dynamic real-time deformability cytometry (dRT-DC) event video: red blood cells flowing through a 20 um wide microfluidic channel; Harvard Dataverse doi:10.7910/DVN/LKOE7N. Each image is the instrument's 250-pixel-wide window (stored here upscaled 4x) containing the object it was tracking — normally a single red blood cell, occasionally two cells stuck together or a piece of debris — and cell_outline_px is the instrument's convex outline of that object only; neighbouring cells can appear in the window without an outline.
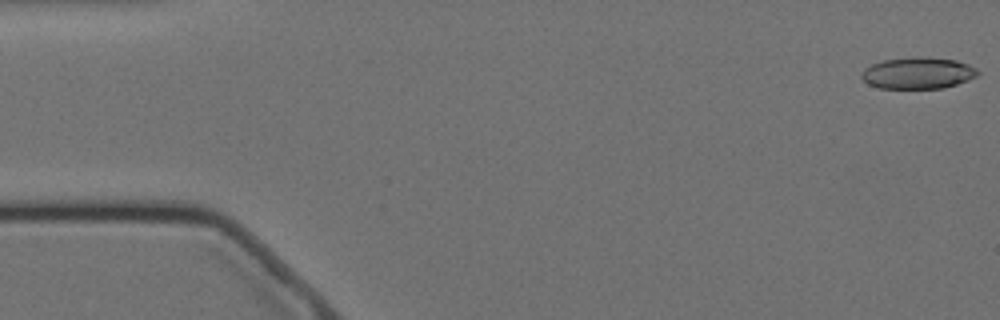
{"species": "Egyptian fruit bat (a non-hibernating species)", "species_latin": "Rousettus aegyptiacus", "temperature_condition": "cold", "stored_images_in_passage": 57, "camera_frame_rate_fps": 3000, "um_per_image_px": 0.085, "animal": {"sex": "female"}, "frame": {"image": 1, "passage_image": 1, "time_ms": 0.0, "image_size_px": [1000, 320], "cell_outline_px": [[980, 72], [976, 76], [968, 80], [944, 88], [880, 88], [868, 84], [860, 76], [864, 68], [872, 64], [884, 60], [916, 56], [956, 60], [968, 64], [976, 68]], "centroid_in_image_um": [78.02, 6.21], "position_along_channel_um": 7.0, "area_um2": 21.33}}
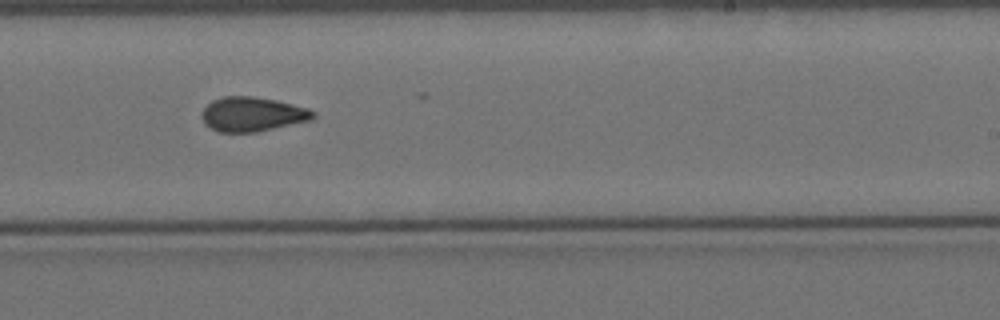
{"frame": {"image": 2, "passage_image": 34, "time_ms": 11.0, "image_size_px": [1000, 320], "cell_outline_px": [[316, 116], [312, 120], [256, 132], [216, 132], [204, 124], [204, 108], [212, 100], [224, 96], [252, 96], [276, 100], [308, 108], [316, 112]], "centroid_in_image_um": [21.48, 9.71], "position_along_channel_um": 267.5, "area_um2": 22.31}}
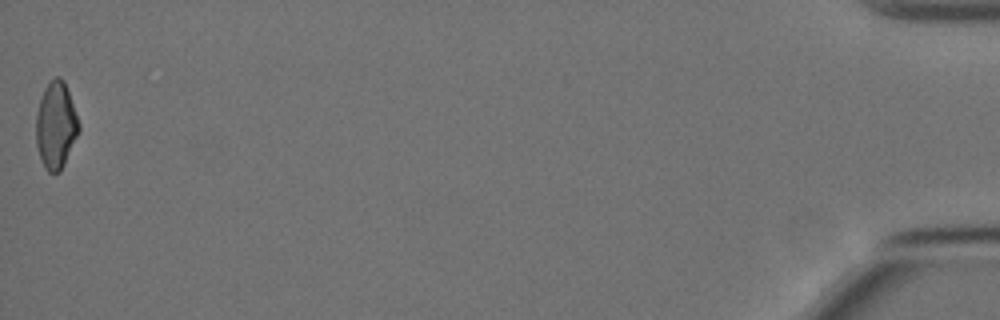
{"frame": {"image": 3, "passage_image": 57, "time_ms": 18.667, "image_size_px": [1000, 320], "cell_outline_px": [[80, 132], [60, 172], [48, 172], [44, 168], [40, 160], [36, 144], [36, 112], [44, 88], [56, 76], [60, 76], [64, 80], [80, 124]], "centroid_in_image_um": [4.75, 10.68], "position_along_channel_um": 430.4, "area_um2": 21.79}, "authors_computed_cell_mechanics": {"area_um2": 22.0218, "velocity_mm_per_s": 3.4954, "shape_relaxation_time_tau1_ms": null, "shape_relaxation_time_tau2_ms": 3.161, "deformation_change_tau1": null, "deformation_change_tau2": 0.1017}}